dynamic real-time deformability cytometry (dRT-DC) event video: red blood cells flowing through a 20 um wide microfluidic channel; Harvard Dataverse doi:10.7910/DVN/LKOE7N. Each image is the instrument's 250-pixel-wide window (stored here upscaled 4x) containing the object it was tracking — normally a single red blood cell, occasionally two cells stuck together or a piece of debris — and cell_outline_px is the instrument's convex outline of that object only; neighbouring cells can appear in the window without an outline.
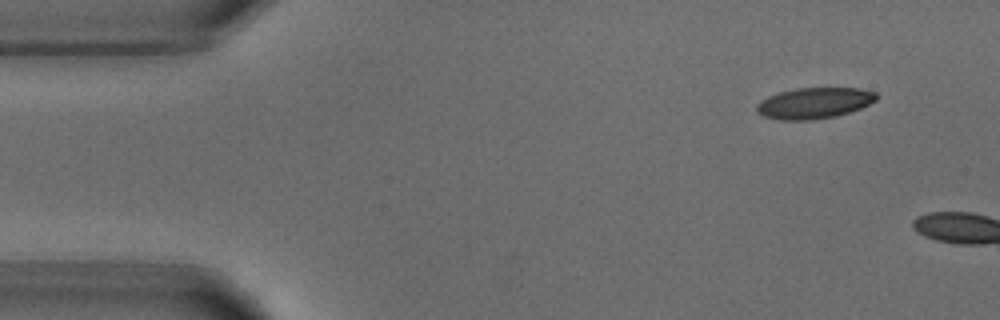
{"species": "common noctule bat (a hibernating species)", "species_latin": "Nyctalus noctula", "temperature_condition": "warm", "stored_images_in_passage": 2, "camera_frame_rate_fps": 3000, "um_per_image_px": 0.085, "animal": {"sex": "male", "body_mass_g": 18.8}, "frame": {"image": 1, "passage_image": 1, "time_ms": 0.0, "image_size_px": [1000, 320], "cell_outline_px": [[876, 100], [860, 108], [836, 116], [812, 120], [780, 120], [764, 116], [756, 112], [756, 104], [768, 96], [780, 92], [796, 88], [860, 88], [876, 92]], "centroid_in_image_um": [69.18, 8.76], "position_along_channel_um": 15.8, "area_um2": 21.56}}